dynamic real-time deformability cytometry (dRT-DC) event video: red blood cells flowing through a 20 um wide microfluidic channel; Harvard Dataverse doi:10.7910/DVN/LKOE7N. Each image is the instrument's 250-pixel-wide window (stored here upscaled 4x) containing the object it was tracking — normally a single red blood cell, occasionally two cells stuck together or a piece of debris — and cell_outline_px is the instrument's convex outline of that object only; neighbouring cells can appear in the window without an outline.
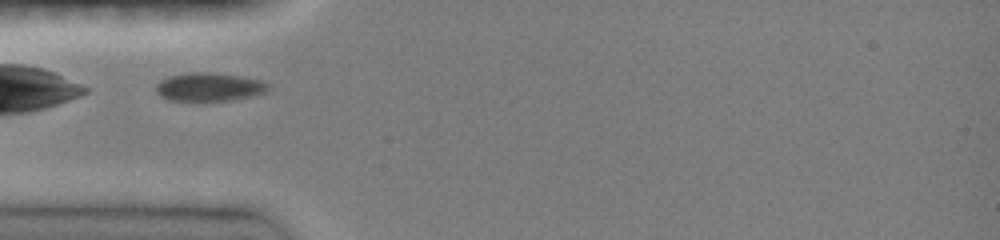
{"species": "common noctule bat (a hibernating species)", "species_latin": "Nyctalus noctula", "temperature_condition": "room temperature", "stored_images_in_passage": 14, "camera_frame_rate_fps": 3000, "um_per_image_px": 0.085, "animal": {"sex": "female", "body_mass_g": 19.0, "forearm_length_mm": 51.5}, "frame": {"image": 1, "passage_image": 1, "time_ms": 0.0, "image_size_px": [1000, 240], "cell_outline_px": [[268, 88], [264, 92], [252, 96], [232, 100], [168, 100], [160, 96], [156, 92], [156, 84], [160, 80], [168, 76], [188, 72], [208, 72], [240, 76], [264, 80], [268, 84]], "centroid_in_image_um": [17.75, 7.38], "position_along_channel_um": 67.2, "area_um2": 18.55}}
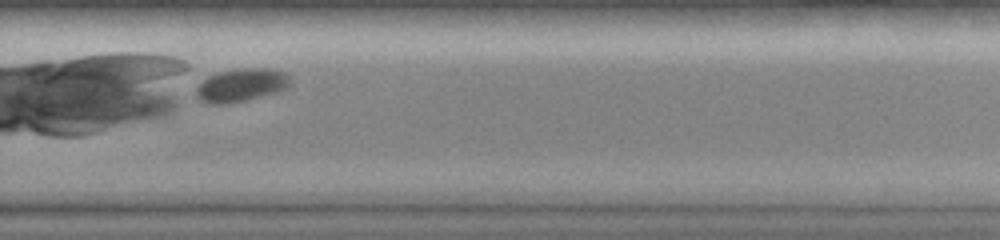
{"frame": {"image": 2, "passage_image": 12, "time_ms": 6.0, "image_size_px": [1000, 240], "cell_outline_px": [[288, 84], [284, 88], [276, 92], [228, 104], [208, 104], [200, 100], [196, 96], [196, 88], [208, 76], [220, 72], [240, 68], [276, 68], [288, 72]], "centroid_in_image_um": [20.49, 7.22], "position_along_channel_um": 309.3, "area_um2": 18.03}}